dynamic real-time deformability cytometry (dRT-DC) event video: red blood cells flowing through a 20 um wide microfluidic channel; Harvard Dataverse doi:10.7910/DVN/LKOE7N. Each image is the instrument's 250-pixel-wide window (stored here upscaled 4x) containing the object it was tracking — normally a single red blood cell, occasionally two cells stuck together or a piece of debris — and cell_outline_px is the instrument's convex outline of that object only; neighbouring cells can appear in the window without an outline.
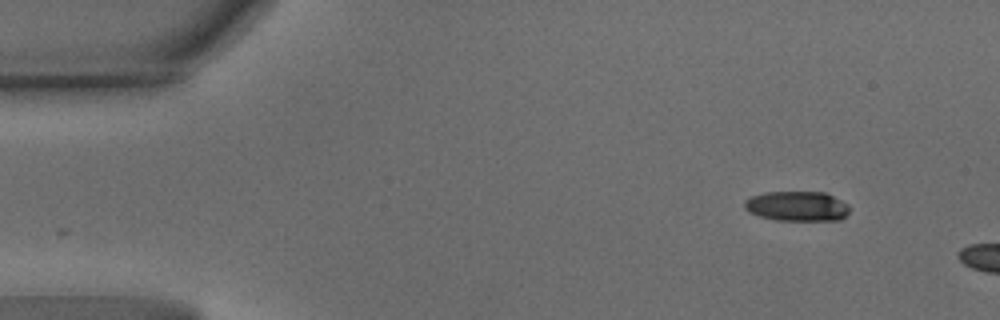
{"species": "common noctule bat (a hibernating species)", "species_latin": "Nyctalus noctula", "temperature_condition": "warm", "stored_images_in_passage": 6, "camera_frame_rate_fps": 3000, "um_per_image_px": 0.085, "animal": {"sex": "male", "body_mass_g": 15.6}, "frame": {"image": 1, "passage_image": 1, "time_ms": 0.0, "image_size_px": [1000, 320], "cell_outline_px": [[848, 212], [840, 220], [776, 220], [760, 216], [748, 212], [744, 208], [744, 200], [752, 196], [764, 192], [824, 192], [848, 204]], "centroid_in_image_um": [67.71, 17.52], "position_along_channel_um": 17.3, "area_um2": 18.21}}